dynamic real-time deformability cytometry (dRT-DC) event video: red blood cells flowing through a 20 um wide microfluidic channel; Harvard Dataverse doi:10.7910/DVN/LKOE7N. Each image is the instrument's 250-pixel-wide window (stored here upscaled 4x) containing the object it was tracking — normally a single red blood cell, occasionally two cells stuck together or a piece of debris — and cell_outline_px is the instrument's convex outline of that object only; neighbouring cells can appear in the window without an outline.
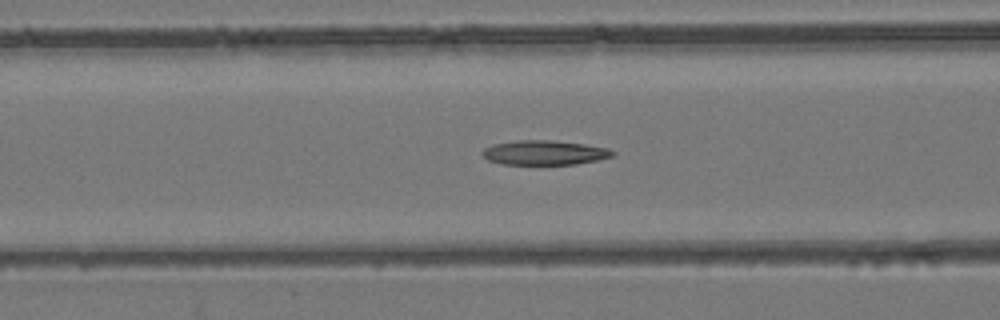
{"species": "common noctule bat (a hibernating species)", "species_latin": "Nyctalus noctula", "temperature_condition": "room temperature", "stored_images_in_passage": 53, "camera_frame_rate_fps": 3000, "um_per_image_px": 0.085, "animal": {"sex": "female", "body_mass_g": 24.6, "forearm_length_mm": 56.2}, "frame": {"image": 1, "passage_image": 22, "time_ms": 7.0, "image_size_px": [1000, 320], "cell_outline_px": [[616, 152], [612, 156], [596, 160], [576, 164], [500, 164], [488, 160], [480, 152], [484, 148], [492, 144], [516, 140], [552, 140], [584, 144], [608, 148]], "centroid_in_image_um": [46.24, 12.97], "position_along_channel_um": 120.4, "area_um2": 18.61}}
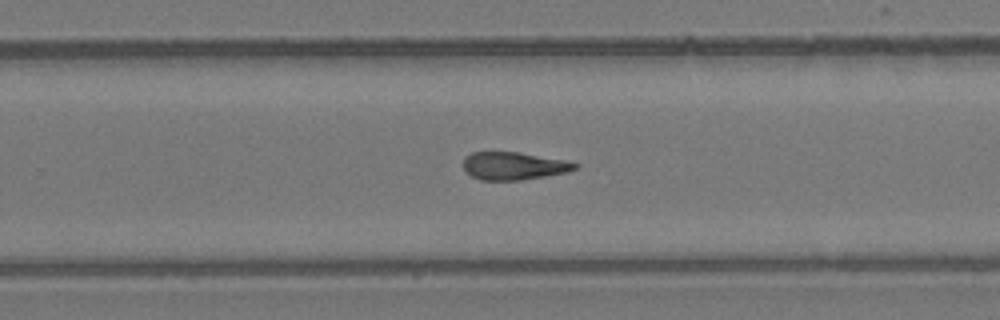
{"frame": {"image": 2, "passage_image": 35, "time_ms": 11.333, "image_size_px": [1000, 320], "cell_outline_px": [[580, 164], [576, 168], [568, 172], [520, 180], [480, 180], [472, 176], [464, 168], [464, 156], [472, 152], [520, 152], [568, 160]], "centroid_in_image_um": [43.7, 14.09], "position_along_channel_um": 286.1, "area_um2": 18.15}}
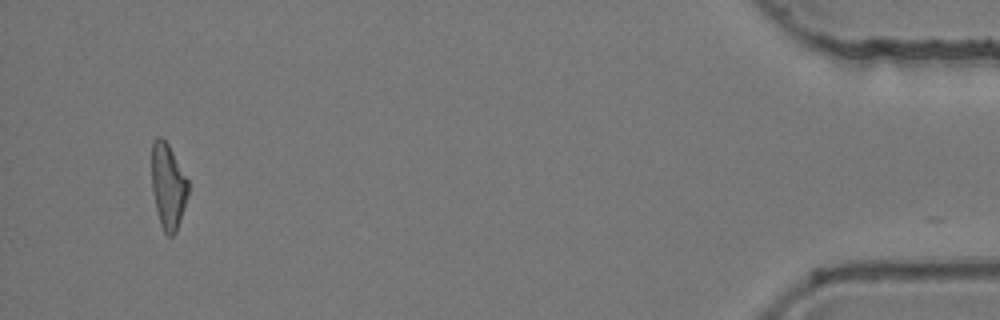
{"frame": {"image": 3, "passage_image": 52, "time_ms": 17.0, "image_size_px": [1000, 320], "cell_outline_px": [[188, 196], [176, 232], [172, 236], [168, 236], [164, 232], [160, 224], [152, 192], [152, 140], [156, 136], [160, 136], [168, 144], [188, 180]], "centroid_in_image_um": [14.28, 15.83], "position_along_channel_um": 420.9, "area_um2": 18.09}, "authors_computed_cell_mechanics": {"area_um2": 19.074, "velocity_mm_per_s": 3.8365, "shape_relaxation_time_tau1_ms": null, "shape_relaxation_time_tau2_ms": 8.93, "deformation_change_tau1": null, "deformation_change_tau2": 0.1887}}